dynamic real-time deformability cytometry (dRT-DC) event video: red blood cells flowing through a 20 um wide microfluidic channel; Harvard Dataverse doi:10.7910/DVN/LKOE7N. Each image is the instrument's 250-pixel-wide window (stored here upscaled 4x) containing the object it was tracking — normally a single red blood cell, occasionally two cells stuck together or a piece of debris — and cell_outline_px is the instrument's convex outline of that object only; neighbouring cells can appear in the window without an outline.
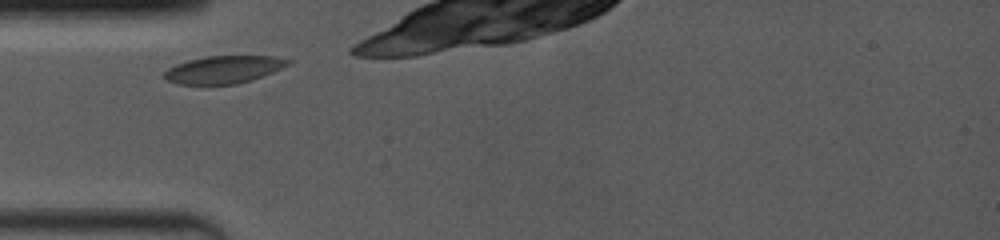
{"species": "common noctule bat (a hibernating species)", "species_latin": "Nyctalus noctula", "temperature_condition": "room temperature", "stored_images_in_passage": 2, "camera_frame_rate_fps": 4000, "um_per_image_px": 0.085, "animal": {"sex": "female", "body_mass_g": 19.0, "forearm_length_mm": 53.3}, "frame": {"image": 1, "passage_image": 1, "time_ms": 0.0, "image_size_px": [1000, 240], "cell_outline_px": [[292, 60], [288, 64], [272, 72], [252, 80], [236, 84], [176, 84], [164, 80], [164, 72], [168, 68], [176, 64], [188, 60], [204, 56], [272, 56]], "centroid_in_image_um": [18.96, 5.91], "position_along_channel_um": 66.0, "area_um2": 19.83}}